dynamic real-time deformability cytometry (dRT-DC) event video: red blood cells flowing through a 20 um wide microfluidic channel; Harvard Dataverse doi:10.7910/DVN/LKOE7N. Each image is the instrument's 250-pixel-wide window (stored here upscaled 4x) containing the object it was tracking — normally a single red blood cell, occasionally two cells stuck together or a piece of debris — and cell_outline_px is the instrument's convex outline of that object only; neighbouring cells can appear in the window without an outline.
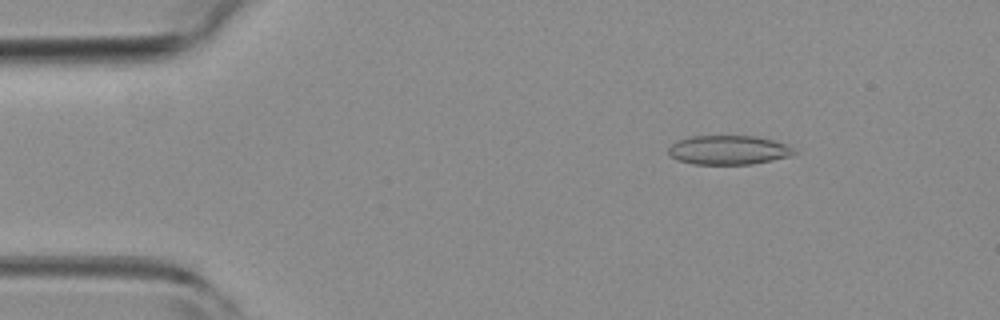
{"species": "common noctule bat (a hibernating species)", "species_latin": "Nyctalus noctula", "temperature_condition": "room temperature", "stored_images_in_passage": 51, "camera_frame_rate_fps": 3000, "um_per_image_px": 0.085, "animal": {"sex": "female", "body_mass_g": 19.3, "forearm_length_mm": 54.1}, "frame": {"image": 1, "passage_image": 7, "time_ms": 2.0, "image_size_px": [1000, 320], "cell_outline_px": [[796, 152], [792, 156], [752, 164], [692, 164], [680, 160], [672, 156], [668, 152], [668, 148], [672, 144], [688, 136], [756, 136], [772, 140], [784, 144]], "centroid_in_image_um": [61.91, 12.75], "position_along_channel_um": 23.1, "area_um2": 21.1}}
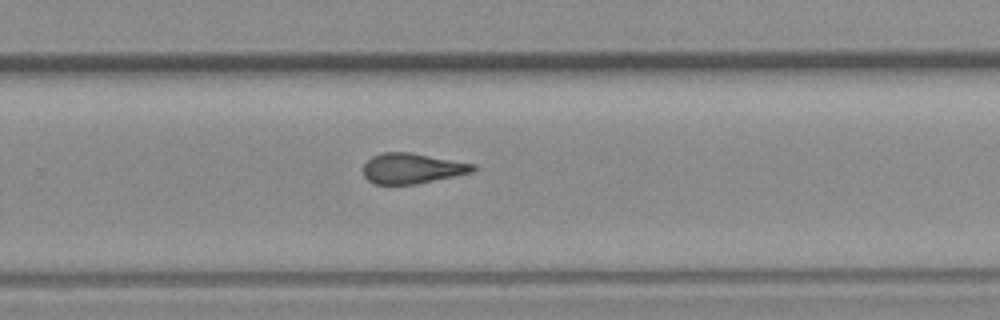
{"frame": {"image": 2, "passage_image": 33, "time_ms": 10.667, "image_size_px": [1000, 320], "cell_outline_px": [[476, 168], [472, 172], [456, 176], [416, 184], [372, 184], [364, 176], [364, 164], [372, 156], [380, 152], [408, 152], [476, 164]], "centroid_in_image_um": [35.02, 14.31], "position_along_channel_um": 294.8, "area_um2": 19.42}}
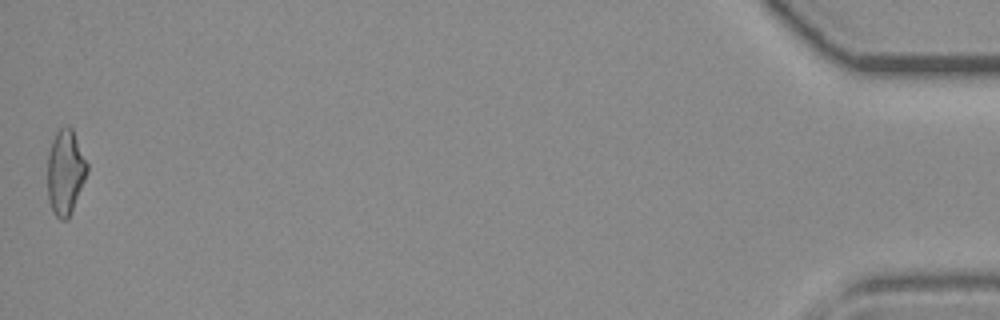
{"frame": {"image": 3, "passage_image": 51, "time_ms": 16.667, "image_size_px": [1000, 320], "cell_outline_px": [[88, 172], [68, 220], [60, 220], [52, 212], [48, 200], [48, 152], [52, 140], [56, 132], [60, 128], [68, 124], [72, 128], [88, 164]], "centroid_in_image_um": [5.55, 14.64], "position_along_channel_um": 429.6, "area_um2": 19.77}, "authors_computed_cell_mechanics": {"area_um2": 20.23, "velocity_mm_per_s": 3.9706, "shape_relaxation_time_tau1_ms": null, "shape_relaxation_time_tau2_ms": 2.9249, "deformation_change_tau1": null, "deformation_change_tau2": 0.1074}}